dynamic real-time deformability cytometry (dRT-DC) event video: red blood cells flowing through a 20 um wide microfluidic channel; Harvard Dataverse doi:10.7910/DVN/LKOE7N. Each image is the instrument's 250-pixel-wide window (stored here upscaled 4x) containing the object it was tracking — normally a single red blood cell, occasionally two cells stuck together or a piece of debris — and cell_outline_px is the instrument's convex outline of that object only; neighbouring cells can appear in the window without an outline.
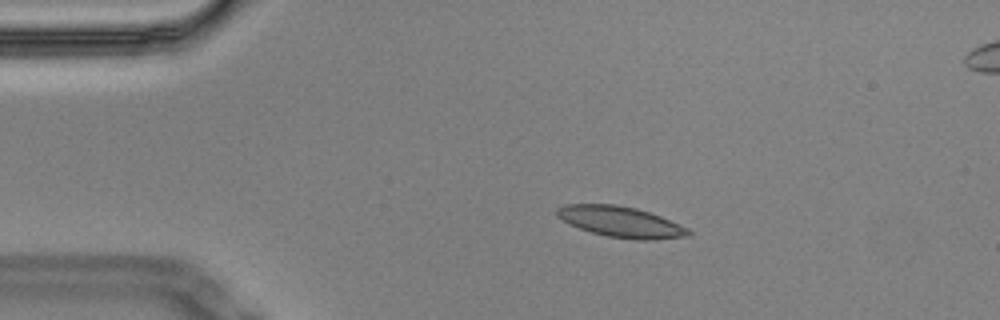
{"species": "Egyptian fruit bat (a non-hibernating species)", "species_latin": "Rousettus aegyptiacus", "temperature_condition": "cold", "stored_images_in_passage": 7, "camera_frame_rate_fps": 3000, "um_per_image_px": 0.085, "animal": {"sex": "male"}, "frame": {"image": 1, "passage_image": 3, "time_ms": 0.667, "image_size_px": [1000, 320], "cell_outline_px": [[692, 236], [648, 240], [636, 240], [608, 236], [592, 232], [580, 228], [556, 216], [556, 208], [564, 204], [616, 204], [636, 208], [660, 216], [688, 228], [692, 232]], "centroid_in_image_um": [52.79, 18.85], "position_along_channel_um": 32.2, "area_um2": 23.47}}
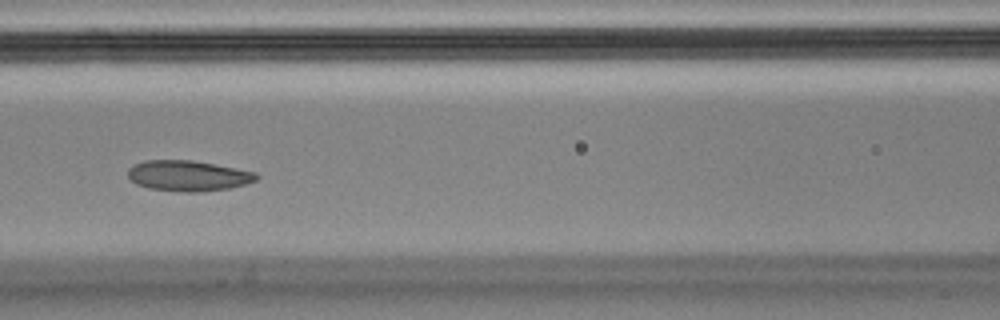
{"frame": {"image": 2, "passage_image": 7, "time_ms": 2.0, "image_size_px": [1000, 320], "cell_outline_px": [[260, 176], [256, 180], [244, 184], [228, 188], [200, 192], [184, 192], [148, 188], [136, 184], [128, 176], [128, 168], [144, 160], [192, 160], [216, 164], [256, 172]], "centroid_in_image_um": [15.99, 14.93], "position_along_channel_um": 150.6, "area_um2": 22.89}}